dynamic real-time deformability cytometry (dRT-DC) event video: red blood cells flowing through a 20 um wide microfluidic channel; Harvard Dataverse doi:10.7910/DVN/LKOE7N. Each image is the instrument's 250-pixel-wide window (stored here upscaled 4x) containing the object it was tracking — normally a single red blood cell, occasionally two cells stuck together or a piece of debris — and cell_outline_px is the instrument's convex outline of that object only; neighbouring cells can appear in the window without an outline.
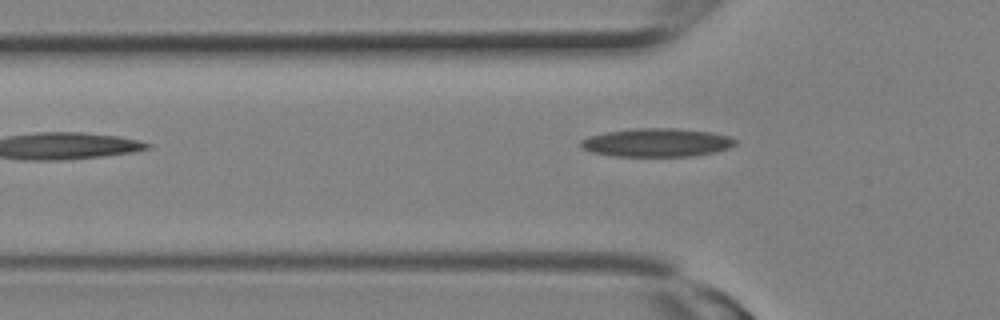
{"species": "Egyptian fruit bat (a non-hibernating species)", "species_latin": "Rousettus aegyptiacus", "temperature_condition": "room temperature", "stored_images_in_passage": 8, "camera_frame_rate_fps": 3000, "um_per_image_px": 0.085, "animal": {"sex": "female"}, "frame": {"image": 1, "passage_image": 8, "time_ms": 2.333, "image_size_px": [1000, 320], "cell_outline_px": [[736, 144], [728, 148], [712, 152], [688, 156], [612, 156], [592, 152], [580, 148], [580, 140], [588, 136], [604, 132], [636, 128], [676, 128], [708, 132], [728, 136], [736, 140]], "centroid_in_image_um": [55.75, 12.11], "position_along_channel_um": 70.1, "area_um2": 25.49}}